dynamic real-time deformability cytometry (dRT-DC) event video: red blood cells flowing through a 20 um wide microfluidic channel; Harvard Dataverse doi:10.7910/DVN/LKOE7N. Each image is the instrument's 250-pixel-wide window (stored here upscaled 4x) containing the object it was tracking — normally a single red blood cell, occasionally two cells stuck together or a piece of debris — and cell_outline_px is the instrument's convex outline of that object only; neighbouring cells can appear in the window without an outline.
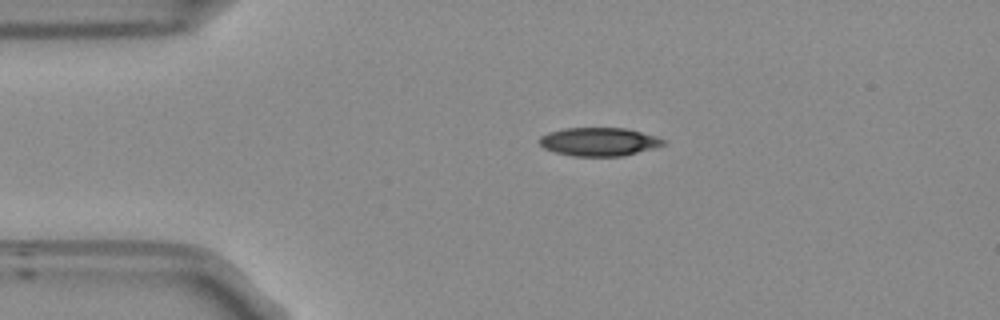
{"species": "Egyptian fruit bat (a non-hibernating species)", "species_latin": "Rousettus aegyptiacus", "temperature_condition": "room temperature", "stored_images_in_passage": 44, "camera_frame_rate_fps": 3000, "um_per_image_px": 0.085, "frame": {"image": 1, "passage_image": 1, "time_ms": 0.0, "image_size_px": [1000, 320], "cell_outline_px": [[668, 144], [624, 156], [572, 156], [556, 152], [544, 148], [536, 140], [540, 136], [548, 132], [564, 128], [624, 128], [656, 136], [664, 140]], "centroid_in_image_um": [50.89, 12.05], "position_along_channel_um": 34.1, "area_um2": 20.58}}
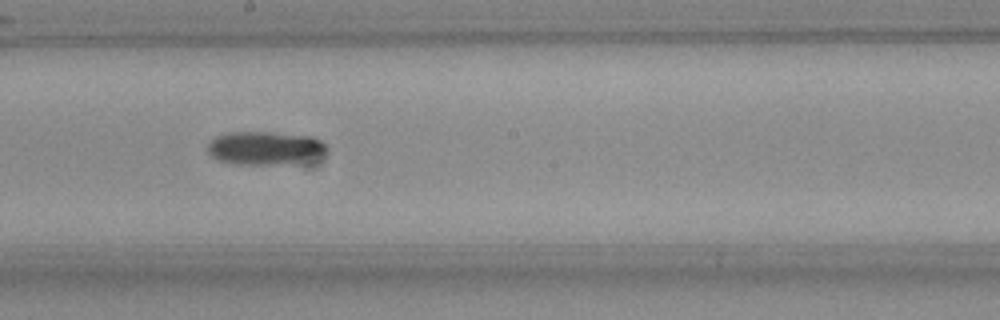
{"frame": {"image": 2, "passage_image": 19, "time_ms": 6.0, "image_size_px": [1000, 320], "cell_outline_px": [[328, 152], [320, 160], [308, 164], [240, 164], [220, 160], [212, 156], [208, 152], [208, 140], [224, 132], [272, 132], [312, 136], [328, 144]], "centroid_in_image_um": [22.68, 12.6], "position_along_channel_um": 225.5, "area_um2": 24.22}}
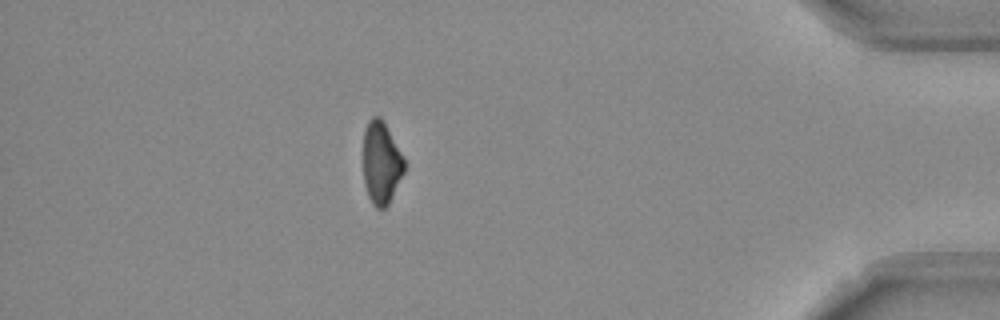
{"frame": {"image": 3, "passage_image": 37, "time_ms": 12.0, "image_size_px": [1000, 320], "cell_outline_px": [[404, 172], [388, 204], [384, 208], [376, 208], [372, 204], [368, 196], [364, 184], [364, 132], [368, 120], [372, 116], [380, 116], [400, 152], [404, 160]], "centroid_in_image_um": [32.38, 13.86], "position_along_channel_um": 402.8, "area_um2": 19.31}, "authors_computed_cell_mechanics": {"area_um2": 21.5016, "velocity_mm_per_s": 3.7669, "shape_relaxation_time_tau1_ms": 8.0836, "shape_relaxation_time_tau2_ms": null, "deformation_change_tau1": 0.1597, "deformation_change_tau2": null}}